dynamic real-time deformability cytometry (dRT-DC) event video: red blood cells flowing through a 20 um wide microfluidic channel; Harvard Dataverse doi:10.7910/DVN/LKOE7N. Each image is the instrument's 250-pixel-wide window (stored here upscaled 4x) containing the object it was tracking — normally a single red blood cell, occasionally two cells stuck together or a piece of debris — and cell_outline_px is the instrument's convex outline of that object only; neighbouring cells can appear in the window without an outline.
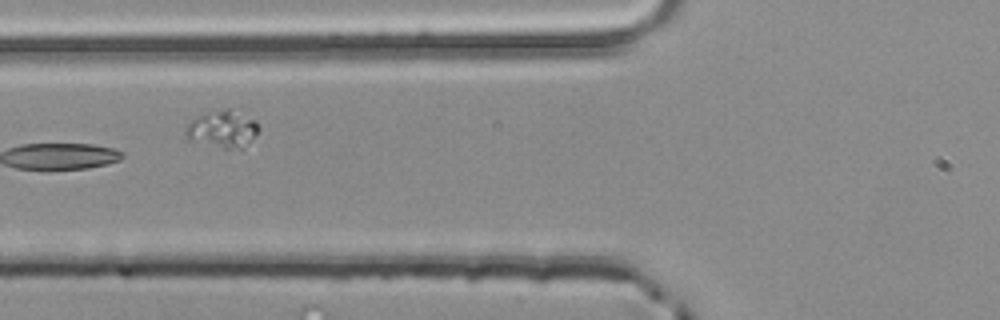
{"species": "common noctule bat (a hibernating species)", "species_latin": "Nyctalus noctula", "temperature_condition": "room temperature", "stored_images_in_passage": 5, "camera_frame_rate_fps": 3000, "um_per_image_px": 0.085, "animal": {"sex": "male", "body_mass_g": 20.4}, "frame": {"image": 1, "passage_image": 5, "time_ms": 1.333, "image_size_px": [1000, 320], "cell_outline_px": [[260, 128], [244, 148], [224, 148], [184, 140], [184, 128], [196, 116], [228, 108], [232, 108], [256, 120]], "centroid_in_image_um": [18.88, 10.98], "position_along_channel_um": 106.9, "area_um2": 16.01}}